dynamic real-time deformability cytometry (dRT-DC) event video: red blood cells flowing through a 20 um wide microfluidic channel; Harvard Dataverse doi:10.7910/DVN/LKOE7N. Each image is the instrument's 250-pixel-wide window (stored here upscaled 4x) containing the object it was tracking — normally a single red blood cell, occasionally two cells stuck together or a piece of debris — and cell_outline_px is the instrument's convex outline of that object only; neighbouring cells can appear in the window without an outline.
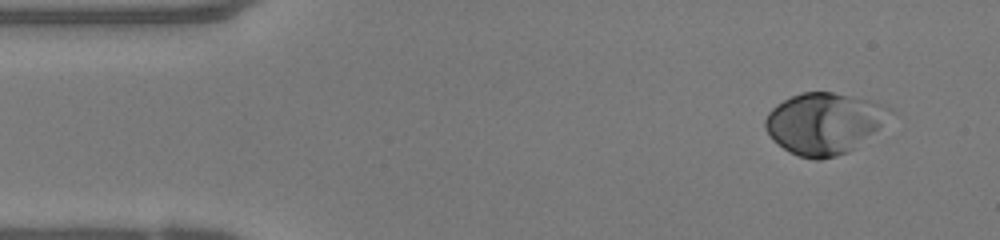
{"species": "human", "species_latin": "Homo sapiens", "temperature_condition": "warm", "stored_images_in_passage": 45, "camera_frame_rate_fps": 3000, "um_per_image_px": 0.085, "donor": {"sex": "female"}, "frame": {"image": 1, "passage_image": 1, "time_ms": 0.0, "image_size_px": [1000, 240], "cell_outline_px": [[892, 108], [880, 124], [856, 148], [848, 152], [836, 156], [820, 160], [816, 160], [800, 156], [784, 148], [772, 140], [764, 128], [764, 120], [768, 112], [776, 104], [800, 92], [832, 92], [868, 100]], "centroid_in_image_um": [69.96, 10.49], "position_along_channel_um": 15.0, "area_um2": 43.75}}
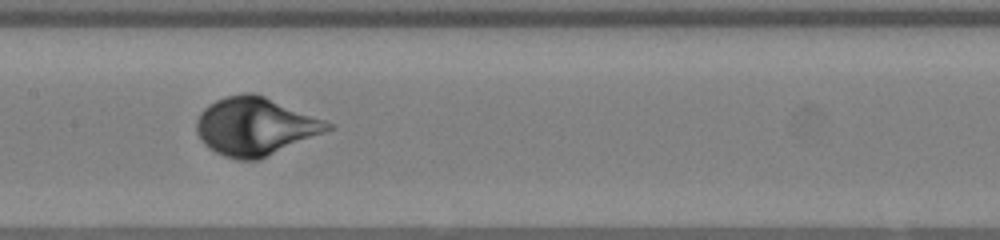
{"frame": {"image": 2, "passage_image": 20, "time_ms": 6.333, "image_size_px": [1000, 240], "cell_outline_px": [[336, 124], [332, 128], [324, 132], [260, 160], [240, 160], [224, 156], [216, 152], [204, 144], [196, 132], [196, 120], [200, 112], [208, 104], [224, 96], [244, 92], [252, 92], [264, 96]], "centroid_in_image_um": [21.68, 10.74], "position_along_channel_um": 185.7, "area_um2": 44.33}}
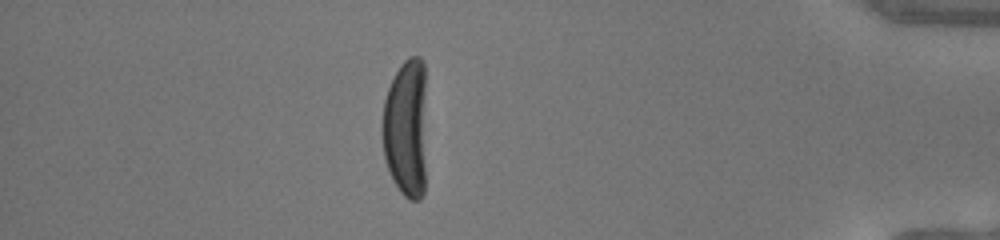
{"frame": {"image": 3, "passage_image": 39, "time_ms": 12.667, "image_size_px": [1000, 240], "cell_outline_px": [[424, 192], [420, 200], [408, 200], [400, 192], [392, 180], [384, 156], [380, 128], [384, 100], [388, 88], [400, 64], [408, 56], [420, 56], [424, 60]], "centroid_in_image_um": [34.47, 10.89], "position_along_channel_um": 400.7, "area_um2": 36.3}, "authors_computed_cell_mechanics": {"area_um2": 41.327, "velocity_mm_per_s": 4.1444, "shape_relaxation_time_tau1_ms": 2.3652, "shape_relaxation_time_tau2_ms": null, "deformation_change_tau1": 0.1621, "deformation_change_tau2": null}}